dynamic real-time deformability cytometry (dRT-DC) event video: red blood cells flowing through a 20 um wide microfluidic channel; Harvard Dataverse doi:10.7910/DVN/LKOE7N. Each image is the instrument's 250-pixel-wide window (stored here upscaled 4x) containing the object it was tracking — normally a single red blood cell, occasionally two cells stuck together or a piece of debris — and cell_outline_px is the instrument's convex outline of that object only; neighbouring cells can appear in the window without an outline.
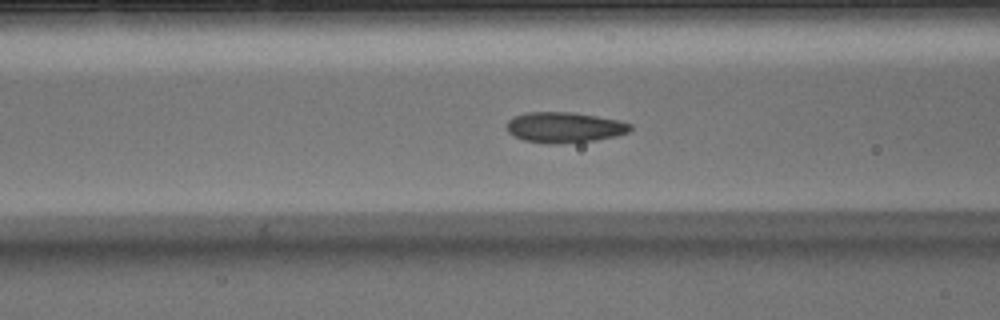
{"species": "Egyptian fruit bat (a non-hibernating species)", "species_latin": "Rousettus aegyptiacus", "temperature_condition": "warm", "stored_images_in_passage": 39, "camera_frame_rate_fps": 3000, "um_per_image_px": 0.085, "animal": {"sex": "male"}, "frame": {"image": 1, "passage_image": 6, "time_ms": 1.667, "image_size_px": [1000, 320], "cell_outline_px": [[632, 128], [628, 132], [616, 136], [596, 140], [552, 144], [524, 140], [508, 132], [508, 120], [512, 116], [528, 112], [572, 112], [620, 120], [632, 124]], "centroid_in_image_um": [48.0, 10.82], "position_along_channel_um": 118.6, "area_um2": 21.91}}
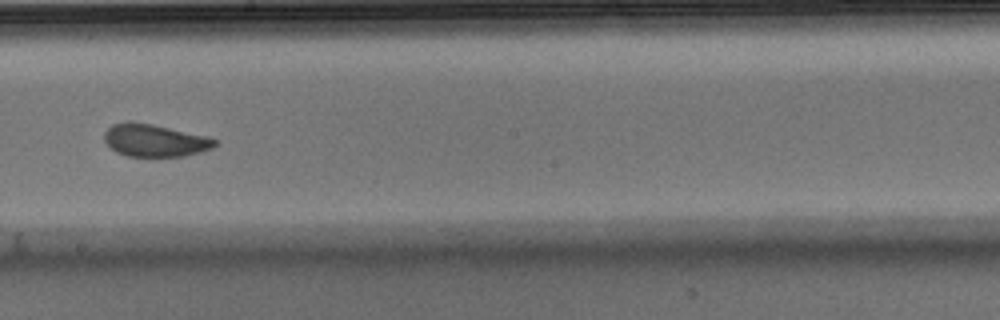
{"frame": {"image": 2, "passage_image": 15, "time_ms": 4.667, "image_size_px": [1000, 320], "cell_outline_px": [[216, 144], [212, 148], [200, 152], [184, 156], [128, 156], [116, 152], [104, 140], [104, 132], [112, 124], [152, 124], [208, 136], [216, 140]], "centroid_in_image_um": [13.19, 11.96], "position_along_channel_um": 235.0, "area_um2": 20.35}}
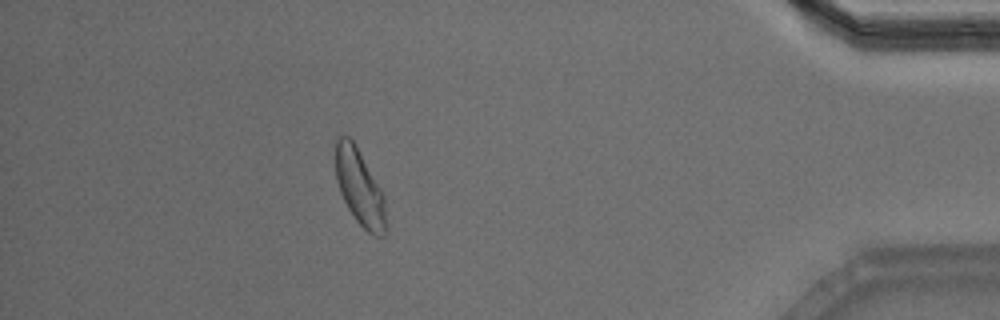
{"frame": {"image": 3, "passage_image": 32, "time_ms": 10.333, "image_size_px": [1000, 320], "cell_outline_px": [[384, 236], [372, 236], [356, 220], [348, 208], [340, 192], [336, 180], [336, 136], [348, 136], [356, 144], [384, 192]], "centroid_in_image_um": [30.56, 15.88], "position_along_channel_um": 404.6, "area_um2": 22.25}, "authors_computed_cell_mechanics": {"area_um2": 21.8484, "velocity_mm_per_s": 3.878, "shape_relaxation_time_tau1_ms": 4.55, "shape_relaxation_time_tau2_ms": 1.2976, "deformation_change_tau1": 0.1183, "deformation_change_tau2": 0.0628}}